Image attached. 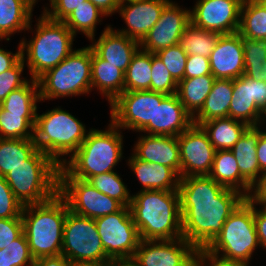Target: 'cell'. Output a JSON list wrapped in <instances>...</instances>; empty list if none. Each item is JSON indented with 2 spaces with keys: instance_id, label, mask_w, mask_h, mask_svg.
I'll use <instances>...</instances> for the list:
<instances>
[{
  "instance_id": "f6af8a7d",
  "label": "cell",
  "mask_w": 266,
  "mask_h": 266,
  "mask_svg": "<svg viewBox=\"0 0 266 266\" xmlns=\"http://www.w3.org/2000/svg\"><path fill=\"white\" fill-rule=\"evenodd\" d=\"M23 207L13 194L5 177L0 176V218H21Z\"/></svg>"
},
{
  "instance_id": "2e32d148",
  "label": "cell",
  "mask_w": 266,
  "mask_h": 266,
  "mask_svg": "<svg viewBox=\"0 0 266 266\" xmlns=\"http://www.w3.org/2000/svg\"><path fill=\"white\" fill-rule=\"evenodd\" d=\"M266 112V82L242 75L233 80L228 117L248 126H259Z\"/></svg>"
},
{
  "instance_id": "11a10c76",
  "label": "cell",
  "mask_w": 266,
  "mask_h": 266,
  "mask_svg": "<svg viewBox=\"0 0 266 266\" xmlns=\"http://www.w3.org/2000/svg\"><path fill=\"white\" fill-rule=\"evenodd\" d=\"M70 261L64 255L41 257L35 260L34 266H69Z\"/></svg>"
},
{
  "instance_id": "4dcf8cb0",
  "label": "cell",
  "mask_w": 266,
  "mask_h": 266,
  "mask_svg": "<svg viewBox=\"0 0 266 266\" xmlns=\"http://www.w3.org/2000/svg\"><path fill=\"white\" fill-rule=\"evenodd\" d=\"M215 80L213 75H203L178 82L176 94L192 117L201 110Z\"/></svg>"
},
{
  "instance_id": "1f68e13d",
  "label": "cell",
  "mask_w": 266,
  "mask_h": 266,
  "mask_svg": "<svg viewBox=\"0 0 266 266\" xmlns=\"http://www.w3.org/2000/svg\"><path fill=\"white\" fill-rule=\"evenodd\" d=\"M39 102L38 81L30 78L24 86L13 90L0 106L10 113L22 114V117H36Z\"/></svg>"
},
{
  "instance_id": "d6a6232c",
  "label": "cell",
  "mask_w": 266,
  "mask_h": 266,
  "mask_svg": "<svg viewBox=\"0 0 266 266\" xmlns=\"http://www.w3.org/2000/svg\"><path fill=\"white\" fill-rule=\"evenodd\" d=\"M152 53L139 48L133 55L124 78V92L151 91Z\"/></svg>"
},
{
  "instance_id": "836d02e7",
  "label": "cell",
  "mask_w": 266,
  "mask_h": 266,
  "mask_svg": "<svg viewBox=\"0 0 266 266\" xmlns=\"http://www.w3.org/2000/svg\"><path fill=\"white\" fill-rule=\"evenodd\" d=\"M36 150L34 139L0 138V176L23 164Z\"/></svg>"
},
{
  "instance_id": "ac0fdd59",
  "label": "cell",
  "mask_w": 266,
  "mask_h": 266,
  "mask_svg": "<svg viewBox=\"0 0 266 266\" xmlns=\"http://www.w3.org/2000/svg\"><path fill=\"white\" fill-rule=\"evenodd\" d=\"M191 8H183L170 1L163 9L159 20L140 42V48L150 53L179 44L183 32L191 23Z\"/></svg>"
},
{
  "instance_id": "5bb4252c",
  "label": "cell",
  "mask_w": 266,
  "mask_h": 266,
  "mask_svg": "<svg viewBox=\"0 0 266 266\" xmlns=\"http://www.w3.org/2000/svg\"><path fill=\"white\" fill-rule=\"evenodd\" d=\"M177 139L180 147V178L208 176L216 149L203 128L192 124Z\"/></svg>"
},
{
  "instance_id": "5b68a950",
  "label": "cell",
  "mask_w": 266,
  "mask_h": 266,
  "mask_svg": "<svg viewBox=\"0 0 266 266\" xmlns=\"http://www.w3.org/2000/svg\"><path fill=\"white\" fill-rule=\"evenodd\" d=\"M68 210L66 200L59 193L46 202L23 207V232L35 260L61 255Z\"/></svg>"
},
{
  "instance_id": "83f0119b",
  "label": "cell",
  "mask_w": 266,
  "mask_h": 266,
  "mask_svg": "<svg viewBox=\"0 0 266 266\" xmlns=\"http://www.w3.org/2000/svg\"><path fill=\"white\" fill-rule=\"evenodd\" d=\"M259 126H249L238 142L230 149L237 160L240 174L253 185L260 177L257 161Z\"/></svg>"
},
{
  "instance_id": "b9f144b4",
  "label": "cell",
  "mask_w": 266,
  "mask_h": 266,
  "mask_svg": "<svg viewBox=\"0 0 266 266\" xmlns=\"http://www.w3.org/2000/svg\"><path fill=\"white\" fill-rule=\"evenodd\" d=\"M166 66L172 77L177 81L184 79L187 53L179 44L169 46L155 53Z\"/></svg>"
},
{
  "instance_id": "6f0895ef",
  "label": "cell",
  "mask_w": 266,
  "mask_h": 266,
  "mask_svg": "<svg viewBox=\"0 0 266 266\" xmlns=\"http://www.w3.org/2000/svg\"><path fill=\"white\" fill-rule=\"evenodd\" d=\"M244 75L253 80H261L266 82V63L258 68H245Z\"/></svg>"
},
{
  "instance_id": "8fae6325",
  "label": "cell",
  "mask_w": 266,
  "mask_h": 266,
  "mask_svg": "<svg viewBox=\"0 0 266 266\" xmlns=\"http://www.w3.org/2000/svg\"><path fill=\"white\" fill-rule=\"evenodd\" d=\"M167 95L150 90L121 93L110 104V119L122 131L155 135V100Z\"/></svg>"
},
{
  "instance_id": "ba28073f",
  "label": "cell",
  "mask_w": 266,
  "mask_h": 266,
  "mask_svg": "<svg viewBox=\"0 0 266 266\" xmlns=\"http://www.w3.org/2000/svg\"><path fill=\"white\" fill-rule=\"evenodd\" d=\"M91 63V47H75L63 61L37 79L40 101L90 95Z\"/></svg>"
},
{
  "instance_id": "ffe728a7",
  "label": "cell",
  "mask_w": 266,
  "mask_h": 266,
  "mask_svg": "<svg viewBox=\"0 0 266 266\" xmlns=\"http://www.w3.org/2000/svg\"><path fill=\"white\" fill-rule=\"evenodd\" d=\"M90 41L92 51L109 64L126 72L133 55L140 48V42L119 33L111 24L107 25L98 39L93 36Z\"/></svg>"
},
{
  "instance_id": "cb8c5ba5",
  "label": "cell",
  "mask_w": 266,
  "mask_h": 266,
  "mask_svg": "<svg viewBox=\"0 0 266 266\" xmlns=\"http://www.w3.org/2000/svg\"><path fill=\"white\" fill-rule=\"evenodd\" d=\"M126 160V164L142 186L140 190L178 191L180 176L172 168L142 161L133 153Z\"/></svg>"
},
{
  "instance_id": "db71d44e",
  "label": "cell",
  "mask_w": 266,
  "mask_h": 266,
  "mask_svg": "<svg viewBox=\"0 0 266 266\" xmlns=\"http://www.w3.org/2000/svg\"><path fill=\"white\" fill-rule=\"evenodd\" d=\"M257 161L260 167V172L266 171V133L259 125V141L257 144Z\"/></svg>"
},
{
  "instance_id": "8d00e7d4",
  "label": "cell",
  "mask_w": 266,
  "mask_h": 266,
  "mask_svg": "<svg viewBox=\"0 0 266 266\" xmlns=\"http://www.w3.org/2000/svg\"><path fill=\"white\" fill-rule=\"evenodd\" d=\"M219 36L218 33L200 29L190 23L183 32L179 45L187 55H200L209 58Z\"/></svg>"
},
{
  "instance_id": "d4e9b609",
  "label": "cell",
  "mask_w": 266,
  "mask_h": 266,
  "mask_svg": "<svg viewBox=\"0 0 266 266\" xmlns=\"http://www.w3.org/2000/svg\"><path fill=\"white\" fill-rule=\"evenodd\" d=\"M36 4L34 0H0V40L10 41L12 34L26 31Z\"/></svg>"
},
{
  "instance_id": "4fadbf2b",
  "label": "cell",
  "mask_w": 266,
  "mask_h": 266,
  "mask_svg": "<svg viewBox=\"0 0 266 266\" xmlns=\"http://www.w3.org/2000/svg\"><path fill=\"white\" fill-rule=\"evenodd\" d=\"M106 255L111 259L134 257L141 241L130 207L95 219Z\"/></svg>"
},
{
  "instance_id": "74e56055",
  "label": "cell",
  "mask_w": 266,
  "mask_h": 266,
  "mask_svg": "<svg viewBox=\"0 0 266 266\" xmlns=\"http://www.w3.org/2000/svg\"><path fill=\"white\" fill-rule=\"evenodd\" d=\"M36 117H22L0 106V138L34 139Z\"/></svg>"
},
{
  "instance_id": "c3c4849f",
  "label": "cell",
  "mask_w": 266,
  "mask_h": 266,
  "mask_svg": "<svg viewBox=\"0 0 266 266\" xmlns=\"http://www.w3.org/2000/svg\"><path fill=\"white\" fill-rule=\"evenodd\" d=\"M194 266H251L242 262L221 258L206 248H199L194 257Z\"/></svg>"
},
{
  "instance_id": "484cf974",
  "label": "cell",
  "mask_w": 266,
  "mask_h": 266,
  "mask_svg": "<svg viewBox=\"0 0 266 266\" xmlns=\"http://www.w3.org/2000/svg\"><path fill=\"white\" fill-rule=\"evenodd\" d=\"M125 73L92 51L91 92L98 91L109 105L124 92ZM94 89V90H93Z\"/></svg>"
},
{
  "instance_id": "91938a15",
  "label": "cell",
  "mask_w": 266,
  "mask_h": 266,
  "mask_svg": "<svg viewBox=\"0 0 266 266\" xmlns=\"http://www.w3.org/2000/svg\"><path fill=\"white\" fill-rule=\"evenodd\" d=\"M69 266H109V263H70Z\"/></svg>"
},
{
  "instance_id": "d590c367",
  "label": "cell",
  "mask_w": 266,
  "mask_h": 266,
  "mask_svg": "<svg viewBox=\"0 0 266 266\" xmlns=\"http://www.w3.org/2000/svg\"><path fill=\"white\" fill-rule=\"evenodd\" d=\"M238 33L251 39H266V10L257 1L243 2Z\"/></svg>"
},
{
  "instance_id": "be15d7a7",
  "label": "cell",
  "mask_w": 266,
  "mask_h": 266,
  "mask_svg": "<svg viewBox=\"0 0 266 266\" xmlns=\"http://www.w3.org/2000/svg\"><path fill=\"white\" fill-rule=\"evenodd\" d=\"M243 2H245V1H256V0H242Z\"/></svg>"
},
{
  "instance_id": "f907efd6",
  "label": "cell",
  "mask_w": 266,
  "mask_h": 266,
  "mask_svg": "<svg viewBox=\"0 0 266 266\" xmlns=\"http://www.w3.org/2000/svg\"><path fill=\"white\" fill-rule=\"evenodd\" d=\"M254 221L260 248L266 252V209L257 203H254Z\"/></svg>"
},
{
  "instance_id": "7402d4cb",
  "label": "cell",
  "mask_w": 266,
  "mask_h": 266,
  "mask_svg": "<svg viewBox=\"0 0 266 266\" xmlns=\"http://www.w3.org/2000/svg\"><path fill=\"white\" fill-rule=\"evenodd\" d=\"M139 136L132 148V153L138 159L168 166L180 176V147L176 136L145 133H139Z\"/></svg>"
},
{
  "instance_id": "7bdbcfd3",
  "label": "cell",
  "mask_w": 266,
  "mask_h": 266,
  "mask_svg": "<svg viewBox=\"0 0 266 266\" xmlns=\"http://www.w3.org/2000/svg\"><path fill=\"white\" fill-rule=\"evenodd\" d=\"M26 65L21 58L12 68L0 74V103L13 91L24 86L30 79L22 75Z\"/></svg>"
},
{
  "instance_id": "60d3db41",
  "label": "cell",
  "mask_w": 266,
  "mask_h": 266,
  "mask_svg": "<svg viewBox=\"0 0 266 266\" xmlns=\"http://www.w3.org/2000/svg\"><path fill=\"white\" fill-rule=\"evenodd\" d=\"M151 91L172 95L177 93L178 82L172 77L160 58L152 53Z\"/></svg>"
},
{
  "instance_id": "94428289",
  "label": "cell",
  "mask_w": 266,
  "mask_h": 266,
  "mask_svg": "<svg viewBox=\"0 0 266 266\" xmlns=\"http://www.w3.org/2000/svg\"><path fill=\"white\" fill-rule=\"evenodd\" d=\"M260 126H261V128H263V131L266 133V112L263 113V117H262V121H261Z\"/></svg>"
},
{
  "instance_id": "603a6c76",
  "label": "cell",
  "mask_w": 266,
  "mask_h": 266,
  "mask_svg": "<svg viewBox=\"0 0 266 266\" xmlns=\"http://www.w3.org/2000/svg\"><path fill=\"white\" fill-rule=\"evenodd\" d=\"M193 124V117L186 111L177 94L155 100V135L179 136Z\"/></svg>"
},
{
  "instance_id": "6da1fadb",
  "label": "cell",
  "mask_w": 266,
  "mask_h": 266,
  "mask_svg": "<svg viewBox=\"0 0 266 266\" xmlns=\"http://www.w3.org/2000/svg\"><path fill=\"white\" fill-rule=\"evenodd\" d=\"M178 193L183 238L197 249L206 248L214 240L230 214L246 198L209 176L180 178Z\"/></svg>"
},
{
  "instance_id": "e7e4bbea",
  "label": "cell",
  "mask_w": 266,
  "mask_h": 266,
  "mask_svg": "<svg viewBox=\"0 0 266 266\" xmlns=\"http://www.w3.org/2000/svg\"><path fill=\"white\" fill-rule=\"evenodd\" d=\"M262 206L266 209V202Z\"/></svg>"
},
{
  "instance_id": "d6986e66",
  "label": "cell",
  "mask_w": 266,
  "mask_h": 266,
  "mask_svg": "<svg viewBox=\"0 0 266 266\" xmlns=\"http://www.w3.org/2000/svg\"><path fill=\"white\" fill-rule=\"evenodd\" d=\"M171 0H127L120 2L117 13L127 27L115 29L121 34L141 42L157 23L164 7Z\"/></svg>"
},
{
  "instance_id": "680465c9",
  "label": "cell",
  "mask_w": 266,
  "mask_h": 266,
  "mask_svg": "<svg viewBox=\"0 0 266 266\" xmlns=\"http://www.w3.org/2000/svg\"><path fill=\"white\" fill-rule=\"evenodd\" d=\"M109 266H140L134 257L113 259Z\"/></svg>"
},
{
  "instance_id": "f1b7e54d",
  "label": "cell",
  "mask_w": 266,
  "mask_h": 266,
  "mask_svg": "<svg viewBox=\"0 0 266 266\" xmlns=\"http://www.w3.org/2000/svg\"><path fill=\"white\" fill-rule=\"evenodd\" d=\"M233 95L232 79H216L201 110L193 117V124L200 125L216 118L228 117Z\"/></svg>"
},
{
  "instance_id": "4316f807",
  "label": "cell",
  "mask_w": 266,
  "mask_h": 266,
  "mask_svg": "<svg viewBox=\"0 0 266 266\" xmlns=\"http://www.w3.org/2000/svg\"><path fill=\"white\" fill-rule=\"evenodd\" d=\"M208 176L225 188L239 191L246 198L251 192L252 185L240 174L237 160L230 150H216Z\"/></svg>"
},
{
  "instance_id": "e575fe53",
  "label": "cell",
  "mask_w": 266,
  "mask_h": 266,
  "mask_svg": "<svg viewBox=\"0 0 266 266\" xmlns=\"http://www.w3.org/2000/svg\"><path fill=\"white\" fill-rule=\"evenodd\" d=\"M103 17H108L92 2L85 1L84 4L77 7L63 23L77 36L81 32L86 38L91 39L96 36V28L101 22Z\"/></svg>"
},
{
  "instance_id": "7a4b0ae2",
  "label": "cell",
  "mask_w": 266,
  "mask_h": 266,
  "mask_svg": "<svg viewBox=\"0 0 266 266\" xmlns=\"http://www.w3.org/2000/svg\"><path fill=\"white\" fill-rule=\"evenodd\" d=\"M129 207L141 240L183 237L178 191L140 190Z\"/></svg>"
},
{
  "instance_id": "f5cc1de1",
  "label": "cell",
  "mask_w": 266,
  "mask_h": 266,
  "mask_svg": "<svg viewBox=\"0 0 266 266\" xmlns=\"http://www.w3.org/2000/svg\"><path fill=\"white\" fill-rule=\"evenodd\" d=\"M2 41V40H0ZM21 59V44L19 42L17 51L13 53L0 47V74L12 68Z\"/></svg>"
},
{
  "instance_id": "e0dca14e",
  "label": "cell",
  "mask_w": 266,
  "mask_h": 266,
  "mask_svg": "<svg viewBox=\"0 0 266 266\" xmlns=\"http://www.w3.org/2000/svg\"><path fill=\"white\" fill-rule=\"evenodd\" d=\"M197 248L185 238L141 240L134 258L140 266H194Z\"/></svg>"
},
{
  "instance_id": "ee69618b",
  "label": "cell",
  "mask_w": 266,
  "mask_h": 266,
  "mask_svg": "<svg viewBox=\"0 0 266 266\" xmlns=\"http://www.w3.org/2000/svg\"><path fill=\"white\" fill-rule=\"evenodd\" d=\"M241 45L244 52L245 68H258L264 65L266 39H251L241 36Z\"/></svg>"
},
{
  "instance_id": "8992f818",
  "label": "cell",
  "mask_w": 266,
  "mask_h": 266,
  "mask_svg": "<svg viewBox=\"0 0 266 266\" xmlns=\"http://www.w3.org/2000/svg\"><path fill=\"white\" fill-rule=\"evenodd\" d=\"M86 126L68 110L56 106L36 114L34 141L38 150L59 166L81 146L88 134Z\"/></svg>"
},
{
  "instance_id": "9a60e30c",
  "label": "cell",
  "mask_w": 266,
  "mask_h": 266,
  "mask_svg": "<svg viewBox=\"0 0 266 266\" xmlns=\"http://www.w3.org/2000/svg\"><path fill=\"white\" fill-rule=\"evenodd\" d=\"M242 0H196L190 10L191 23L220 35L238 32Z\"/></svg>"
},
{
  "instance_id": "277c9868",
  "label": "cell",
  "mask_w": 266,
  "mask_h": 266,
  "mask_svg": "<svg viewBox=\"0 0 266 266\" xmlns=\"http://www.w3.org/2000/svg\"><path fill=\"white\" fill-rule=\"evenodd\" d=\"M106 128H89L81 146L62 165L73 178L88 181L98 174L115 171L124 158L123 132L111 121Z\"/></svg>"
},
{
  "instance_id": "681fc988",
  "label": "cell",
  "mask_w": 266,
  "mask_h": 266,
  "mask_svg": "<svg viewBox=\"0 0 266 266\" xmlns=\"http://www.w3.org/2000/svg\"><path fill=\"white\" fill-rule=\"evenodd\" d=\"M212 75L209 58L200 55H188L184 79Z\"/></svg>"
},
{
  "instance_id": "ab89813d",
  "label": "cell",
  "mask_w": 266,
  "mask_h": 266,
  "mask_svg": "<svg viewBox=\"0 0 266 266\" xmlns=\"http://www.w3.org/2000/svg\"><path fill=\"white\" fill-rule=\"evenodd\" d=\"M34 263L24 232L9 246L0 249V266H34Z\"/></svg>"
},
{
  "instance_id": "9c48e42d",
  "label": "cell",
  "mask_w": 266,
  "mask_h": 266,
  "mask_svg": "<svg viewBox=\"0 0 266 266\" xmlns=\"http://www.w3.org/2000/svg\"><path fill=\"white\" fill-rule=\"evenodd\" d=\"M258 247L260 248V244L254 221V202L245 198L206 249L221 258L250 265Z\"/></svg>"
},
{
  "instance_id": "816d5d0a",
  "label": "cell",
  "mask_w": 266,
  "mask_h": 266,
  "mask_svg": "<svg viewBox=\"0 0 266 266\" xmlns=\"http://www.w3.org/2000/svg\"><path fill=\"white\" fill-rule=\"evenodd\" d=\"M247 198L258 205H263L266 202V171L262 172L259 179L252 185Z\"/></svg>"
},
{
  "instance_id": "7c38bea8",
  "label": "cell",
  "mask_w": 266,
  "mask_h": 266,
  "mask_svg": "<svg viewBox=\"0 0 266 266\" xmlns=\"http://www.w3.org/2000/svg\"><path fill=\"white\" fill-rule=\"evenodd\" d=\"M58 193L66 200L70 211L94 220L124 207L118 200L98 191L87 180L73 178L62 166L59 168Z\"/></svg>"
},
{
  "instance_id": "f35d334b",
  "label": "cell",
  "mask_w": 266,
  "mask_h": 266,
  "mask_svg": "<svg viewBox=\"0 0 266 266\" xmlns=\"http://www.w3.org/2000/svg\"><path fill=\"white\" fill-rule=\"evenodd\" d=\"M88 182L103 194L118 200L126 207L130 206L133 193L130 194L131 190L127 188V184L117 171L98 174L91 177Z\"/></svg>"
},
{
  "instance_id": "52a82bcc",
  "label": "cell",
  "mask_w": 266,
  "mask_h": 266,
  "mask_svg": "<svg viewBox=\"0 0 266 266\" xmlns=\"http://www.w3.org/2000/svg\"><path fill=\"white\" fill-rule=\"evenodd\" d=\"M59 168L51 157L37 149L4 177L23 206L39 204L58 193Z\"/></svg>"
},
{
  "instance_id": "6125c7cd",
  "label": "cell",
  "mask_w": 266,
  "mask_h": 266,
  "mask_svg": "<svg viewBox=\"0 0 266 266\" xmlns=\"http://www.w3.org/2000/svg\"><path fill=\"white\" fill-rule=\"evenodd\" d=\"M266 10V0H256Z\"/></svg>"
},
{
  "instance_id": "bcb514c9",
  "label": "cell",
  "mask_w": 266,
  "mask_h": 266,
  "mask_svg": "<svg viewBox=\"0 0 266 266\" xmlns=\"http://www.w3.org/2000/svg\"><path fill=\"white\" fill-rule=\"evenodd\" d=\"M87 0H49V6L43 7V13L51 20L64 21L77 7ZM50 7V8H49Z\"/></svg>"
},
{
  "instance_id": "7dc6e473",
  "label": "cell",
  "mask_w": 266,
  "mask_h": 266,
  "mask_svg": "<svg viewBox=\"0 0 266 266\" xmlns=\"http://www.w3.org/2000/svg\"><path fill=\"white\" fill-rule=\"evenodd\" d=\"M23 233L22 218H0V249L9 246Z\"/></svg>"
},
{
  "instance_id": "3957f363",
  "label": "cell",
  "mask_w": 266,
  "mask_h": 266,
  "mask_svg": "<svg viewBox=\"0 0 266 266\" xmlns=\"http://www.w3.org/2000/svg\"><path fill=\"white\" fill-rule=\"evenodd\" d=\"M32 20L26 31L33 32L30 40L21 38V58L28 68L31 79H38L46 71L57 66L73 50L76 36L62 22L49 19L43 12ZM34 30V31H33Z\"/></svg>"
},
{
  "instance_id": "30bf717a",
  "label": "cell",
  "mask_w": 266,
  "mask_h": 266,
  "mask_svg": "<svg viewBox=\"0 0 266 266\" xmlns=\"http://www.w3.org/2000/svg\"><path fill=\"white\" fill-rule=\"evenodd\" d=\"M61 254L72 263H110L95 220L68 210L63 226Z\"/></svg>"
},
{
  "instance_id": "f546056e",
  "label": "cell",
  "mask_w": 266,
  "mask_h": 266,
  "mask_svg": "<svg viewBox=\"0 0 266 266\" xmlns=\"http://www.w3.org/2000/svg\"><path fill=\"white\" fill-rule=\"evenodd\" d=\"M200 126L216 150H230L249 127L231 117L212 119L202 122Z\"/></svg>"
},
{
  "instance_id": "44dd1931",
  "label": "cell",
  "mask_w": 266,
  "mask_h": 266,
  "mask_svg": "<svg viewBox=\"0 0 266 266\" xmlns=\"http://www.w3.org/2000/svg\"><path fill=\"white\" fill-rule=\"evenodd\" d=\"M210 69L216 79H236L245 72L240 34L220 35L209 56Z\"/></svg>"
},
{
  "instance_id": "9f6ffc18",
  "label": "cell",
  "mask_w": 266,
  "mask_h": 266,
  "mask_svg": "<svg viewBox=\"0 0 266 266\" xmlns=\"http://www.w3.org/2000/svg\"><path fill=\"white\" fill-rule=\"evenodd\" d=\"M92 2L108 17L117 13L120 2L118 0H88Z\"/></svg>"
}]
</instances>
